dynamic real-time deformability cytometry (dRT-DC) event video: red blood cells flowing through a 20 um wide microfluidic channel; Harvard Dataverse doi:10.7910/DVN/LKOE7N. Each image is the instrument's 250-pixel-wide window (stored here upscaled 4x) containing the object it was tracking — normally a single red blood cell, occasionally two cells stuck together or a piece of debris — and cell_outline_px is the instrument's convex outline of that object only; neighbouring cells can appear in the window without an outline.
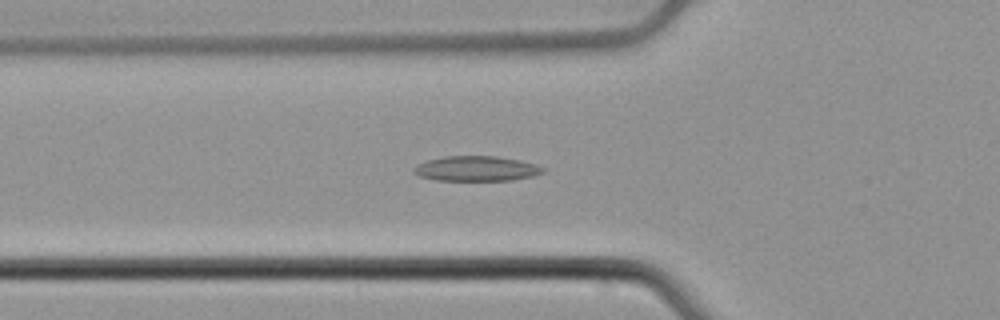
{"species": "common noctule bat (a hibernating species)", "species_latin": "Nyctalus noctula", "temperature_condition": "cold", "stored_images_in_passage": 55, "segment_of_instrument_passage": [1, 2], "camera_frame_rate_fps": 3000, "um_per_image_px": 0.085, "animal": {"sex": "male", "body_mass_g": 21.5, "forearm_length_mm": 52.0}, "frame": {"image": 1, "passage_image": 19, "time_ms": 6.0, "image_size_px": [1000, 320], "cell_outline_px": [[544, 172], [532, 176], [508, 180], [436, 180], [420, 176], [412, 172], [412, 168], [428, 160], [444, 156], [496, 156], [536, 164], [544, 168]], "centroid_in_image_um": [40.46, 14.33], "position_along_channel_um": 85.3, "area_um2": 18.55}}
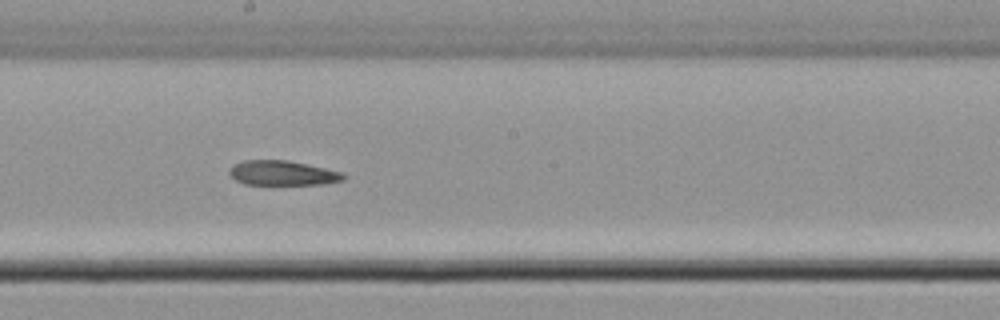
{"frame": {"image": 2, "passage_image": 30, "time_ms": 9.667, "image_size_px": [1000, 320], "cell_outline_px": [[348, 176], [344, 180], [324, 184], [244, 184], [236, 180], [228, 172], [236, 164], [244, 160], [288, 160], [324, 168], [340, 172]], "centroid_in_image_um": [24.05, 14.71], "position_along_channel_um": 224.2, "area_um2": 16.18}}
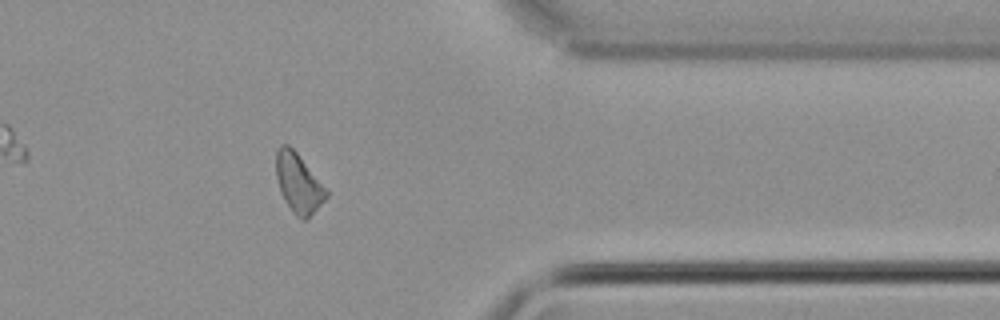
{"frame": {"image": 3, "passage_image": 44, "time_ms": 14.333, "image_size_px": [1000, 320], "cell_outline_px": [[328, 196], [308, 220], [300, 220], [296, 216], [284, 200], [280, 192], [276, 176], [276, 152], [280, 144], [288, 144], [296, 152], [328, 192]], "centroid_in_image_um": [25.35, 15.6], "position_along_channel_um": 386.1, "area_um2": 17.17}}